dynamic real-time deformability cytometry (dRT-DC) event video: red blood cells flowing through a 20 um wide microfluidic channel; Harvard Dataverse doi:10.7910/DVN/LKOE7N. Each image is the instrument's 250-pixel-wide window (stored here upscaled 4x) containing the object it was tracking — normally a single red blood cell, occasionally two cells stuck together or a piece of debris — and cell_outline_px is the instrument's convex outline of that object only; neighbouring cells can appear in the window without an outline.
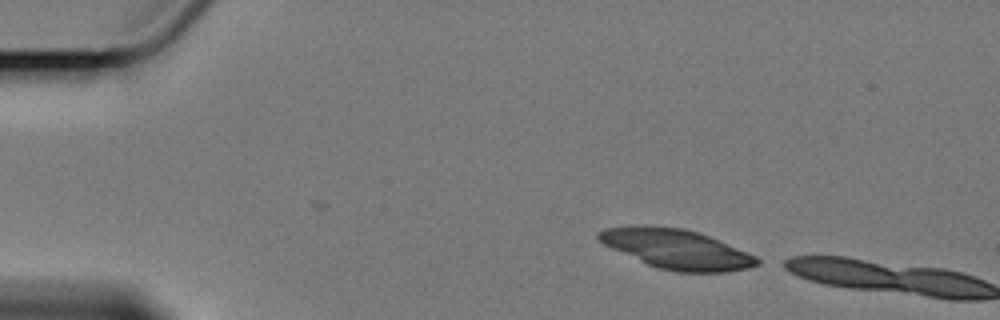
{"species": "Egyptian fruit bat (a non-hibernating species)", "species_latin": "Rousettus aegyptiacus", "temperature_condition": "cold", "stored_images_in_passage": 2, "camera_frame_rate_fps": 3000, "um_per_image_px": 0.085, "animal": {"sex": "female"}, "frame": {"image": 1, "passage_image": 2, "time_ms": 2.0, "image_size_px": [1000, 320], "cell_outline_px": [[760, 264], [748, 268], [728, 272], [676, 272], [656, 268], [612, 248], [596, 240], [596, 232], [604, 228], [632, 224], [644, 224], [684, 228], [720, 240], [756, 256], [760, 260]], "centroid_in_image_um": [57.46, 21.15], "position_along_channel_um": 27.5, "area_um2": 36.93}}